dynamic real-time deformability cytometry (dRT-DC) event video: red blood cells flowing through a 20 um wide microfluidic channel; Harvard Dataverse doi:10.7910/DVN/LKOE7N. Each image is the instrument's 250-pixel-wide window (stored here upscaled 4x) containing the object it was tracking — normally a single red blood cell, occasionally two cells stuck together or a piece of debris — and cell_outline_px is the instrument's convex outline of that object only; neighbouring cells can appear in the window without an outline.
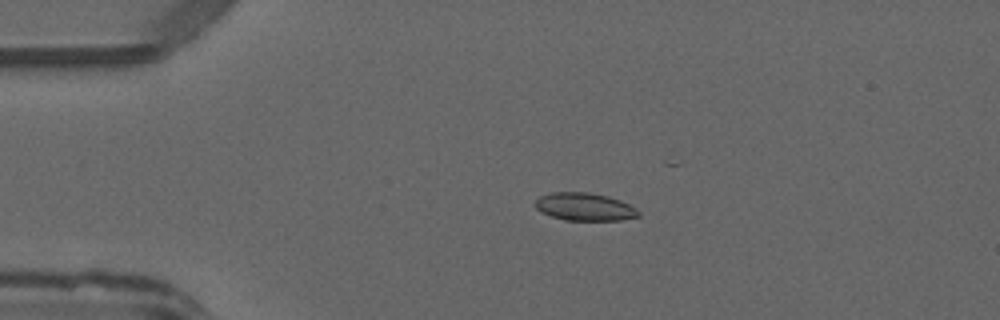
{"species": "common noctule bat (a hibernating species)", "species_latin": "Nyctalus noctula", "temperature_condition": "warm", "stored_images_in_passage": 20, "camera_frame_rate_fps": 3000, "um_per_image_px": 0.085, "animal": {"sex": "male", "forearm_length_mm": 52.5}, "frame": {"image": 1, "passage_image": 12, "time_ms": 3.667, "image_size_px": [1000, 320], "cell_outline_px": [[640, 216], [620, 220], [564, 220], [540, 212], [536, 208], [536, 200], [540, 196], [552, 192], [588, 192], [608, 196], [620, 200], [636, 208], [640, 212]], "centroid_in_image_um": [49.7, 17.57], "position_along_channel_um": 35.3, "area_um2": 16.7}}
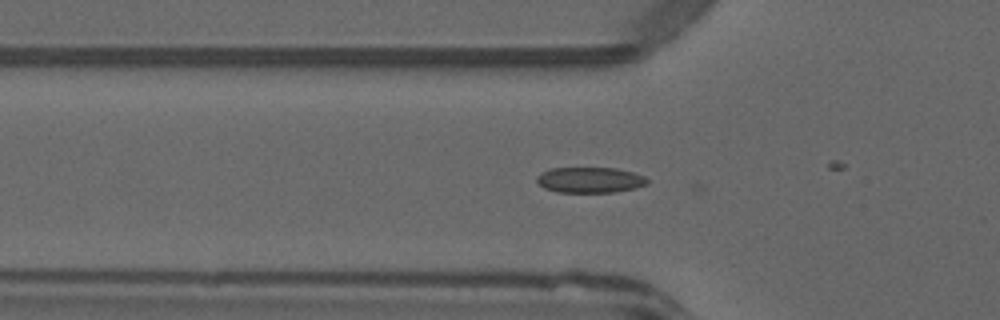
{"frame": {"image": 2, "passage_image": 18, "time_ms": 5.667, "image_size_px": [1000, 320], "cell_outline_px": [[648, 184], [636, 188], [616, 192], [556, 192], [544, 188], [536, 180], [536, 176], [552, 168], [616, 168], [632, 172], [644, 176], [648, 180]], "centroid_in_image_um": [50.17, 15.3], "position_along_channel_um": 75.6, "area_um2": 16.47}}